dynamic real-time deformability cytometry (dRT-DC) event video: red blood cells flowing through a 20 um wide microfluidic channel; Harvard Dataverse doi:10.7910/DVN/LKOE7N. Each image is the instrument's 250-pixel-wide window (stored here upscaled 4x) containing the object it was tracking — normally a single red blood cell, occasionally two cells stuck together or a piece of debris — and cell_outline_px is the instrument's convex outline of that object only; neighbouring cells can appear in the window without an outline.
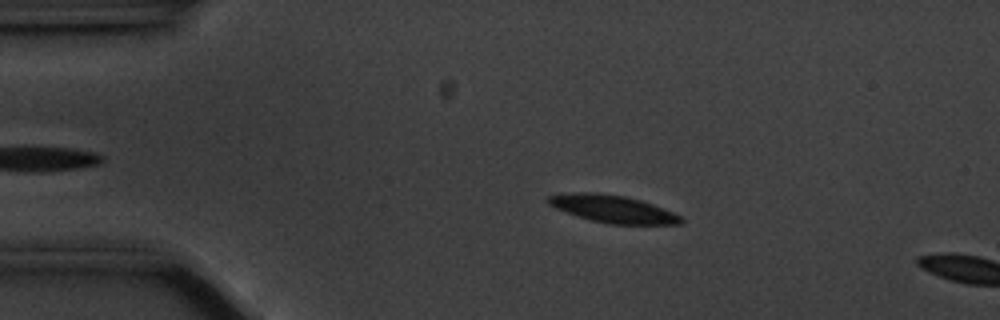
{"species": "common noctule bat (a hibernating species)", "species_latin": "Nyctalus noctula", "temperature_condition": "cold", "stored_images_in_passage": 10, "camera_frame_rate_fps": 3000, "um_per_image_px": 0.085, "animal": {"sex": "male", "body_mass_g": 20.1, "forearm_length_mm": 53.5}, "frame": {"image": 1, "passage_image": 7, "time_ms": 2.0, "image_size_px": [1000, 320], "cell_outline_px": [[684, 220], [680, 224], [608, 224], [576, 216], [564, 212], [548, 204], [544, 200], [548, 196], [580, 192], [596, 192], [624, 196], [640, 200], [652, 204], [672, 212], [680, 216]], "centroid_in_image_um": [52.05, 17.76], "position_along_channel_um": 33.0, "area_um2": 21.1}}